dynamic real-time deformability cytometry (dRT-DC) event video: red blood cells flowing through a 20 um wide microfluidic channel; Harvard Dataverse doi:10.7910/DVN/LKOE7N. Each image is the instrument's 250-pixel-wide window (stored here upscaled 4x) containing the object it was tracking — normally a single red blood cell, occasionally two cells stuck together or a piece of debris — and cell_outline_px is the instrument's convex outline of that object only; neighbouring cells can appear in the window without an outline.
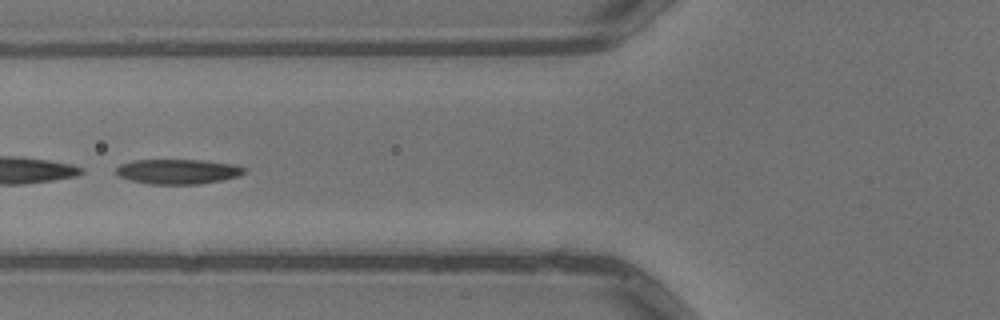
{"species": "common noctule bat (a hibernating species)", "species_latin": "Nyctalus noctula", "temperature_condition": "warm", "stored_images_in_passage": 2, "camera_frame_rate_fps": 3000, "um_per_image_px": 0.085, "animal": {"sex": "male", "body_mass_g": 13.3}, "frame": {"image": 1, "passage_image": 2, "time_ms": 0.333, "image_size_px": [1000, 320], "cell_outline_px": [[248, 168], [240, 176], [200, 184], [148, 184], [128, 180], [116, 176], [116, 168], [120, 164], [132, 160], [204, 160], [236, 164]], "centroid_in_image_um": [15.11, 14.58], "position_along_channel_um": 110.7, "area_um2": 18.9}}